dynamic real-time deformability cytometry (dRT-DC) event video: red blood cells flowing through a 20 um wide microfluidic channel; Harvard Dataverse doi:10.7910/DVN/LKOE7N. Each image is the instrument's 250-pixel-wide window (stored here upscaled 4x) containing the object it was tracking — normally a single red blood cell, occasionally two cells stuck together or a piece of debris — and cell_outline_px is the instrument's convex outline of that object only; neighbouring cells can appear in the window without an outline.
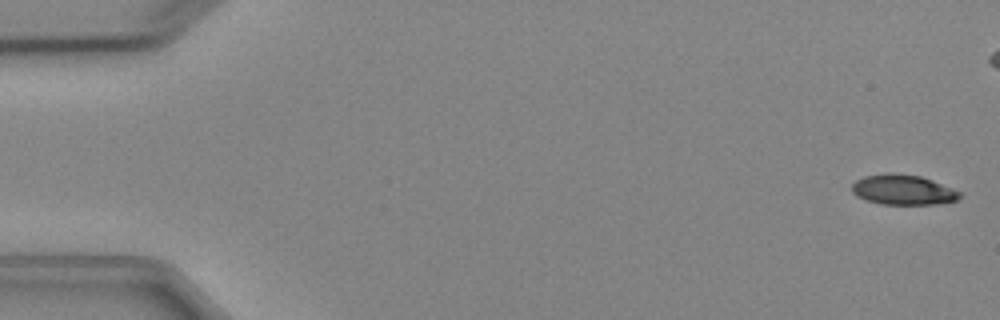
{"species": "Egyptian fruit bat (a non-hibernating species)", "species_latin": "Rousettus aegyptiacus", "temperature_condition": "cold", "stored_images_in_passage": 6, "camera_frame_rate_fps": 3000, "um_per_image_px": 0.085, "animal": {"sex": "female"}, "frame": {"image": 1, "passage_image": 1, "time_ms": 0.0, "image_size_px": [1000, 320], "cell_outline_px": [[964, 192], [960, 200], [936, 204], [880, 204], [856, 196], [852, 192], [852, 184], [856, 180], [864, 176], [888, 172], [892, 172], [920, 176], [932, 180]], "centroid_in_image_um": [76.81, 16.13], "position_along_channel_um": 8.2, "area_um2": 19.19}}